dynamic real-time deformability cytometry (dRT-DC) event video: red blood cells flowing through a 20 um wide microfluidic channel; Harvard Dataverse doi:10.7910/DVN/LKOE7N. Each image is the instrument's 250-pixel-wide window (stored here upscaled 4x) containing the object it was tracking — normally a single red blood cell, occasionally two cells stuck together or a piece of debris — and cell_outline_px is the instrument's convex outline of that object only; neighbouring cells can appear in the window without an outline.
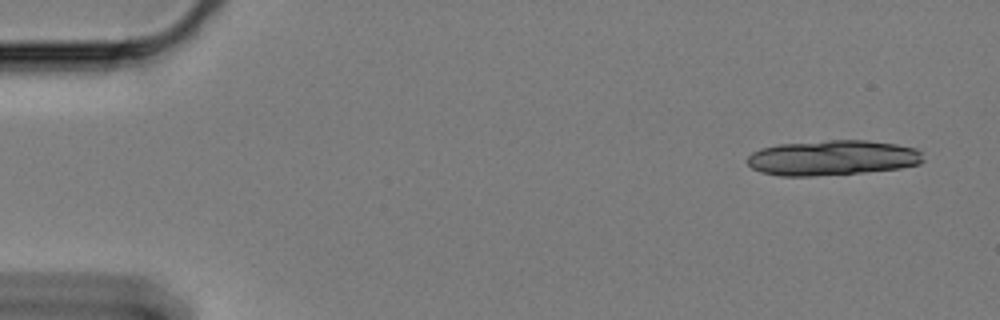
{"species": "Egyptian fruit bat (a non-hibernating species)", "species_latin": "Rousettus aegyptiacus", "temperature_condition": "cold", "stored_images_in_passage": 15, "camera_frame_rate_fps": 3000, "um_per_image_px": 0.085, "animal": {"sex": "female"}, "frame": {"image": 1, "passage_image": 1, "time_ms": 0.0, "image_size_px": [1000, 320], "cell_outline_px": [[924, 160], [920, 164], [900, 168], [864, 172], [812, 176], [780, 176], [760, 172], [752, 168], [744, 160], [752, 152], [760, 148], [780, 144], [828, 140], [864, 140], [896, 144], [916, 148], [920, 152]], "centroid_in_image_um": [70.72, 13.41], "position_along_channel_um": 14.3, "area_um2": 36.18}}